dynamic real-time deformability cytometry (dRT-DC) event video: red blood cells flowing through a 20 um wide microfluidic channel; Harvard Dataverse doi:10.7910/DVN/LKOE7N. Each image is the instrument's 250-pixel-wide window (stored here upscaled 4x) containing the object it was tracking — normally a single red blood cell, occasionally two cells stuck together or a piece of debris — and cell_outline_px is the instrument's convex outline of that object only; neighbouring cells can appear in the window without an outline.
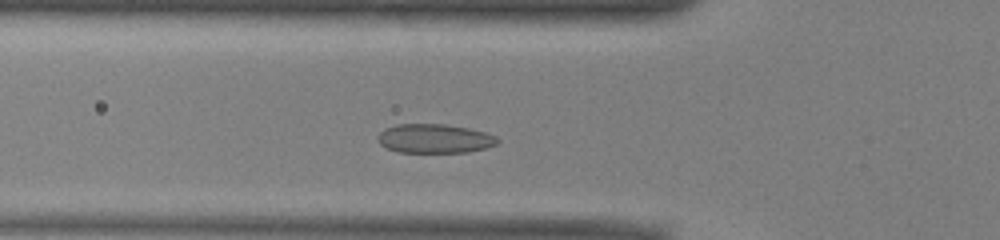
{"species": "common noctule bat (a hibernating species)", "species_latin": "Nyctalus noctula", "temperature_condition": "warm", "stored_images_in_passage": 42, "camera_frame_rate_fps": 3000, "um_per_image_px": 0.085, "animal": {"sex": "male", "body_mass_g": 13.0, "forearm_length_mm": 53.1}, "frame": {"image": 1, "passage_image": 8, "time_ms": 2.333, "image_size_px": [1000, 240], "cell_outline_px": [[500, 140], [496, 144], [484, 148], [468, 152], [400, 152], [388, 148], [380, 144], [376, 140], [376, 136], [384, 128], [396, 124], [448, 124], [468, 128], [484, 132], [496, 136]], "centroid_in_image_um": [36.91, 11.77], "position_along_channel_um": 88.9, "area_um2": 20.35}}
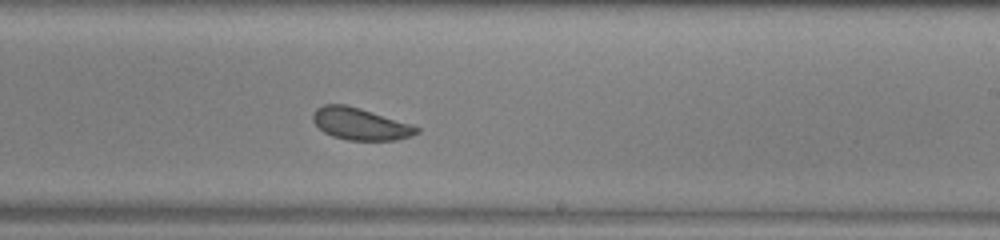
{"frame": {"image": 2, "passage_image": 21, "time_ms": 6.667, "image_size_px": [1000, 240], "cell_outline_px": [[420, 132], [412, 136], [396, 140], [348, 140], [332, 136], [324, 132], [312, 120], [312, 112], [316, 108], [324, 104], [344, 104], [360, 108], [412, 124], [420, 128]], "centroid_in_image_um": [30.63, 10.53], "position_along_channel_um": 258.4, "area_um2": 19.42}}
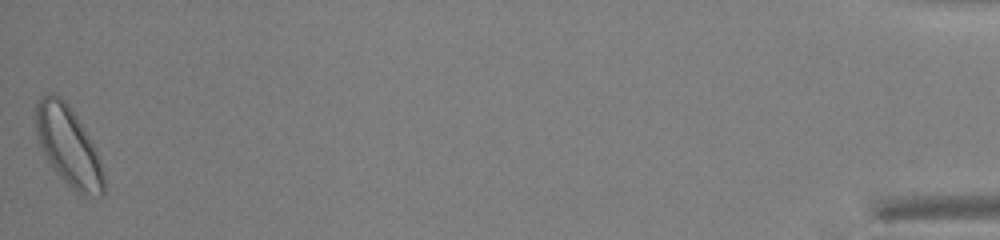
{"frame": {"image": 3, "passage_image": 42, "time_ms": 13.667, "image_size_px": [1000, 240], "cell_outline_px": [[104, 192], [100, 196], [84, 196], [76, 192], [52, 168], [40, 148], [36, 136], [36, 104], [44, 96], [56, 92], [68, 104], [76, 116], [88, 136], [100, 160], [104, 172]], "centroid_in_image_um": [5.81, 12.45], "position_along_channel_um": 429.4, "area_um2": 31.15}, "authors_computed_cell_mechanics": {"area_um2": 20.3167, "velocity_mm_per_s": 3.9198, "shape_relaxation_time_tau1_ms": 2.8552, "shape_relaxation_time_tau2_ms": 1.2498, "deformation_change_tau1": 0.0729, "deformation_change_tau2": 0.0662}}